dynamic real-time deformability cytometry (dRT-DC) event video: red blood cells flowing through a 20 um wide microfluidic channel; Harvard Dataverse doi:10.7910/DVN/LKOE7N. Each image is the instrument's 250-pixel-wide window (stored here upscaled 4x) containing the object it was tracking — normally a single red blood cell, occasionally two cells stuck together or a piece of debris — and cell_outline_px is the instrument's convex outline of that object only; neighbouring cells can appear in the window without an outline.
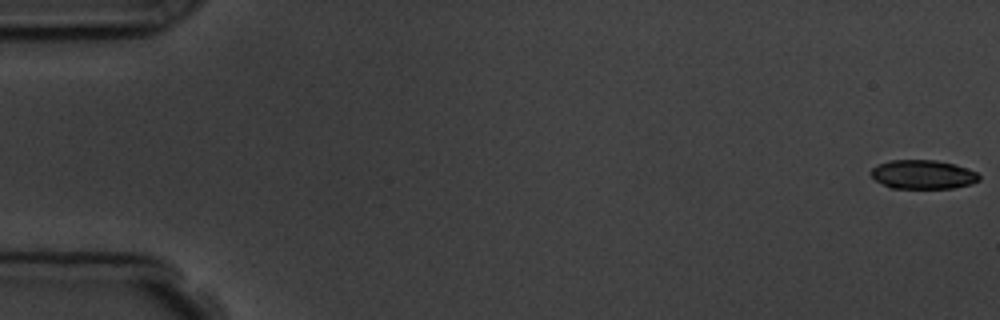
{"species": "common noctule bat (a hibernating species)", "species_latin": "Nyctalus noctula", "temperature_condition": "room temperature", "stored_images_in_passage": 9, "camera_frame_rate_fps": 3000, "um_per_image_px": 0.085, "animal": {"sex": "male", "body_mass_g": 19.5, "forearm_length_mm": 54.6}, "frame": {"image": 1, "passage_image": 1, "time_ms": 0.0, "image_size_px": [1000, 320], "cell_outline_px": [[980, 180], [972, 184], [952, 188], [892, 188], [876, 180], [868, 172], [876, 164], [892, 160], [936, 160], [956, 164], [968, 168], [976, 172], [980, 176]], "centroid_in_image_um": [78.46, 14.82], "position_along_channel_um": 6.5, "area_um2": 18.38}}
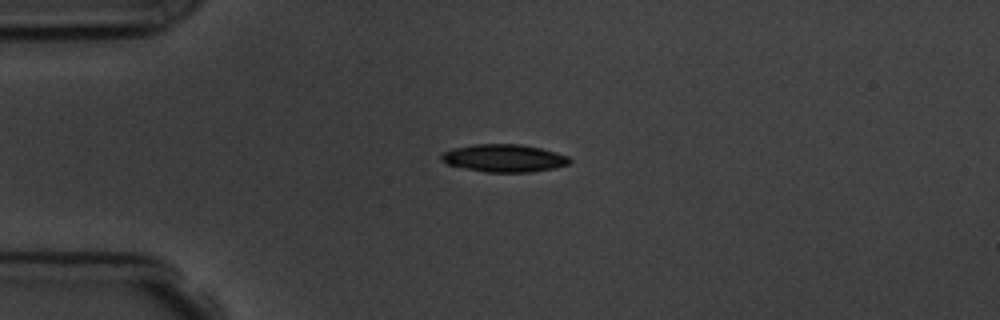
{"frame": {"image": 2, "passage_image": 5, "time_ms": 4.333, "image_size_px": [1000, 320], "cell_outline_px": [[572, 160], [568, 164], [556, 168], [532, 172], [484, 172], [464, 168], [448, 164], [440, 160], [440, 156], [444, 152], [452, 148], [472, 144], [520, 144], [540, 148], [556, 152], [568, 156]], "centroid_in_image_um": [42.84, 13.44], "position_along_channel_um": 42.2, "area_um2": 20.81}}